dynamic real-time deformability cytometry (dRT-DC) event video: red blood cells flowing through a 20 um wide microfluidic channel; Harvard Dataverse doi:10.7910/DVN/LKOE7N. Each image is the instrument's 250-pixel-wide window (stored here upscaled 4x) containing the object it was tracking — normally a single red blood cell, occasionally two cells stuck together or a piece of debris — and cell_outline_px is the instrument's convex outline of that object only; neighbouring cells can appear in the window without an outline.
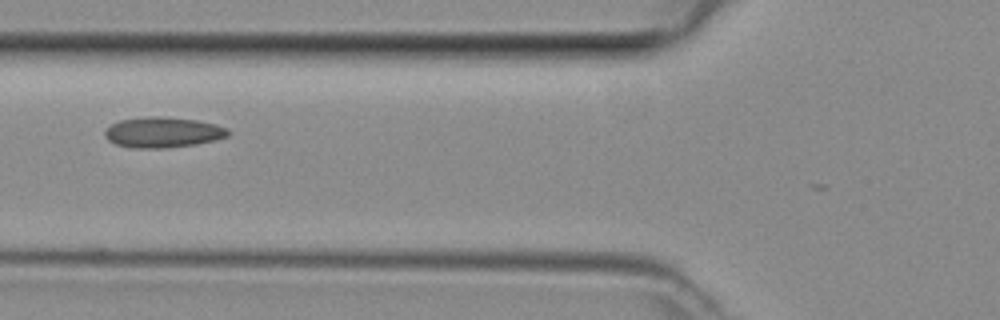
{"species": "common noctule bat (a hibernating species)", "species_latin": "Nyctalus noctula", "temperature_condition": "room temperature", "stored_images_in_passage": 5, "camera_frame_rate_fps": 3000, "um_per_image_px": 0.085, "animal": {"sex": "female", "body_mass_g": 29.2, "forearm_length_mm": 56.3}, "frame": {"image": 1, "passage_image": 4, "time_ms": 1.0, "image_size_px": [1000, 320], "cell_outline_px": [[232, 132], [228, 136], [216, 140], [196, 144], [168, 148], [132, 148], [116, 144], [108, 140], [104, 136], [104, 132], [112, 124], [120, 120], [148, 116], [164, 116], [196, 120], [216, 124], [228, 128]], "centroid_in_image_um": [13.88, 11.25], "position_along_channel_um": 111.9, "area_um2": 22.14}}
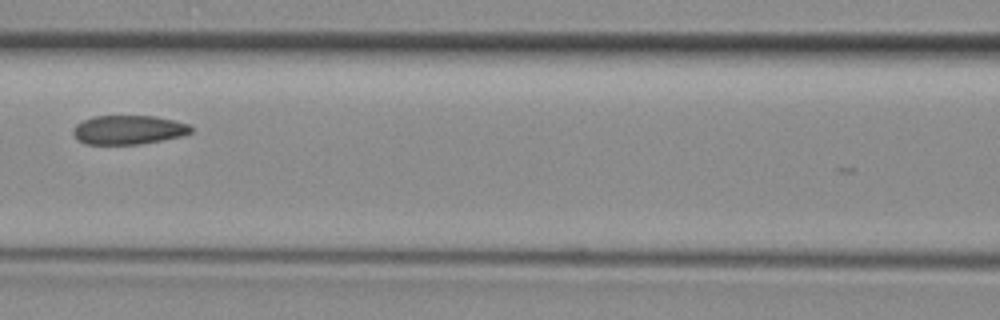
{"frame": {"image": 2, "passage_image": 5, "time_ms": 1.333, "image_size_px": [1000, 320], "cell_outline_px": [[192, 132], [180, 136], [140, 144], [84, 144], [72, 132], [76, 124], [92, 116], [156, 116], [176, 120], [188, 124], [192, 128]], "centroid_in_image_um": [10.93, 11.02], "position_along_channel_um": 155.7, "area_um2": 19.83}}